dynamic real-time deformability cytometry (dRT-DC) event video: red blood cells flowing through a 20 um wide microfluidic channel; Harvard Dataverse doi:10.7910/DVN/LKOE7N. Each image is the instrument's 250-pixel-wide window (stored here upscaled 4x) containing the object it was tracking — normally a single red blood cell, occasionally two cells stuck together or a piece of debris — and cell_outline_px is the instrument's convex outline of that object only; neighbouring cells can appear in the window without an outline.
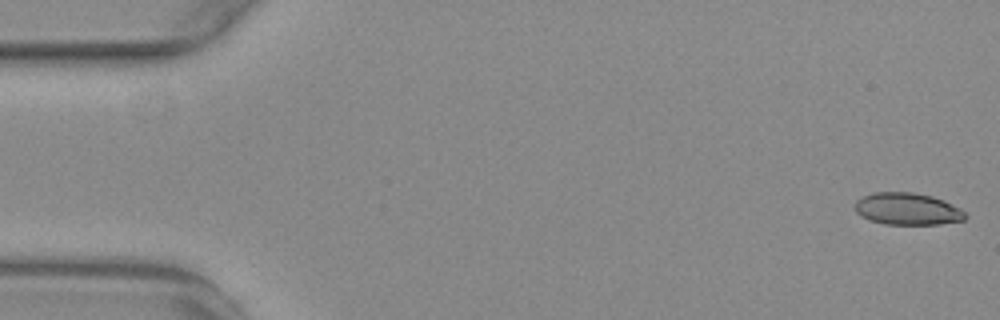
{"species": "common noctule bat (a hibernating species)", "species_latin": "Nyctalus noctula", "temperature_condition": "warm", "stored_images_in_passage": 55, "camera_frame_rate_fps": 3000, "um_per_image_px": 0.085, "animal": {"sex": "female", "body_mass_g": 29.2, "forearm_length_mm": 56.3}, "frame": {"image": 1, "passage_image": 1, "time_ms": 0.0, "image_size_px": [1000, 320], "cell_outline_px": [[968, 216], [964, 220], [940, 224], [884, 224], [868, 220], [860, 216], [856, 212], [856, 200], [872, 192], [912, 192], [932, 196], [944, 200], [960, 208]], "centroid_in_image_um": [77.13, 17.76], "position_along_channel_um": 7.9, "area_um2": 20.69}}
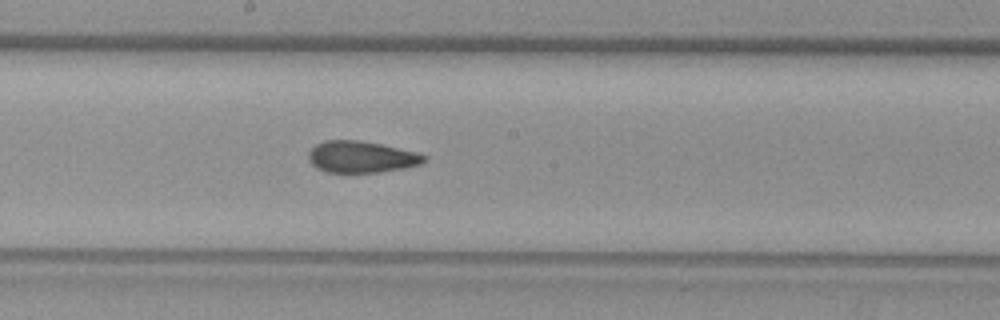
{"frame": {"image": 2, "passage_image": 29, "time_ms": 9.333, "image_size_px": [1000, 320], "cell_outline_px": [[428, 160], [420, 164], [404, 168], [380, 172], [324, 172], [316, 168], [308, 160], [308, 152], [316, 144], [324, 140], [360, 140], [380, 144], [416, 152], [428, 156]], "centroid_in_image_um": [30.7, 13.34], "position_along_channel_um": 217.5, "area_um2": 21.39}}
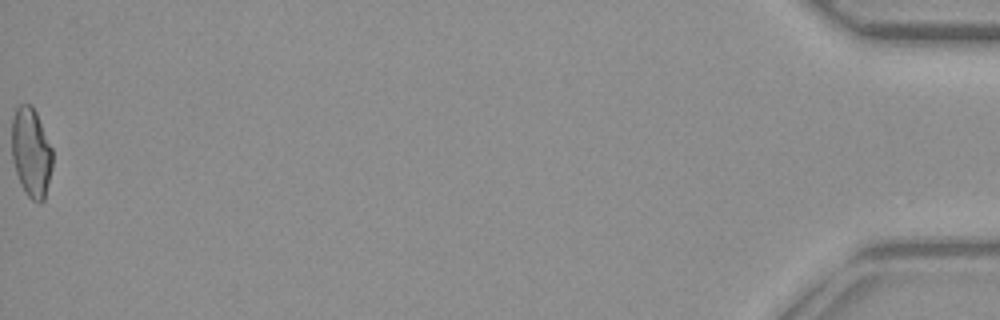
{"frame": {"image": 3, "passage_image": 55, "time_ms": 18.0, "image_size_px": [1000, 320], "cell_outline_px": [[52, 168], [44, 200], [40, 204], [32, 200], [24, 192], [20, 184], [12, 160], [12, 116], [16, 108], [20, 104], [32, 104], [36, 112], [52, 148]], "centroid_in_image_um": [2.64, 12.97], "position_along_channel_um": 432.6, "area_um2": 21.39}, "authors_computed_cell_mechanics": {"area_um2": 21.5594, "velocity_mm_per_s": 3.7688, "shape_relaxation_time_tau1_ms": null, "shape_relaxation_time_tau2_ms": 1.8431, "deformation_change_tau1": null, "deformation_change_tau2": 0.0835}}